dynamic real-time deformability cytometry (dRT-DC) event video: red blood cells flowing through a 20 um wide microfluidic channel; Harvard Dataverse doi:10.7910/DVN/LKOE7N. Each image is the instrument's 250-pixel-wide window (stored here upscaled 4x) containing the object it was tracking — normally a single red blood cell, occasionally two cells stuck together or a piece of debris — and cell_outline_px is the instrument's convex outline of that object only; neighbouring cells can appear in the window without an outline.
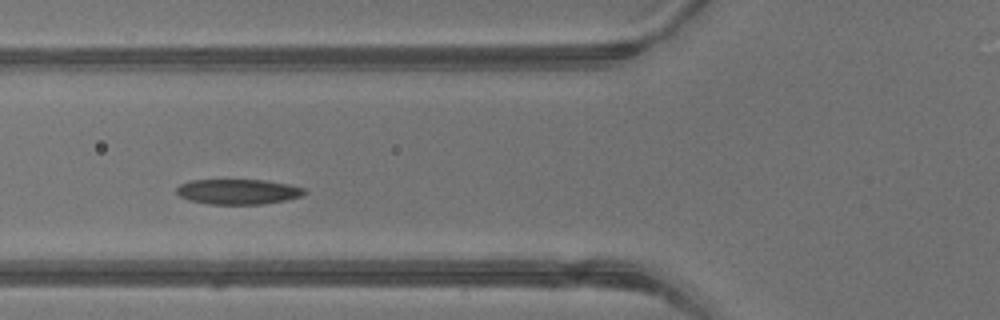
{"species": "common noctule bat (a hibernating species)", "species_latin": "Nyctalus noctula", "temperature_condition": "warm", "stored_images_in_passage": 5, "camera_frame_rate_fps": 3000, "um_per_image_px": 0.085, "animal": {"sex": "male", "body_mass_g": 13.3}, "frame": {"image": 1, "passage_image": 5, "time_ms": 1.333, "image_size_px": [1000, 320], "cell_outline_px": [[308, 192], [304, 196], [264, 204], [208, 204], [188, 200], [180, 196], [176, 192], [176, 188], [180, 184], [192, 180], [264, 180], [288, 184], [304, 188]], "centroid_in_image_um": [20.25, 16.29], "position_along_channel_um": 105.5, "area_um2": 18.84}}